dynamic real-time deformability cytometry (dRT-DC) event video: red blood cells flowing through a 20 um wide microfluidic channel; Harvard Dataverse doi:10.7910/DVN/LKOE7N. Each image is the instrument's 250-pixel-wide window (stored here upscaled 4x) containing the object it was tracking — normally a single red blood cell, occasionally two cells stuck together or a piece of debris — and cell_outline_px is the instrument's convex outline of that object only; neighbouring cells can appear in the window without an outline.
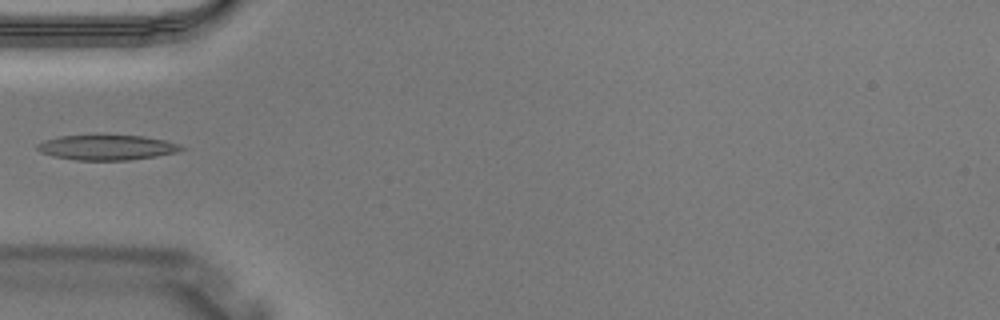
{"species": "Egyptian fruit bat (a non-hibernating species)", "species_latin": "Rousettus aegyptiacus", "temperature_condition": "warm", "stored_images_in_passage": 3, "camera_frame_rate_fps": 3000, "um_per_image_px": 0.085, "animal": {"sex": "male"}, "frame": {"image": 1, "passage_image": 3, "time_ms": 0.667, "image_size_px": [1000, 320], "cell_outline_px": [[188, 148], [176, 152], [156, 156], [128, 160], [76, 160], [52, 156], [40, 152], [36, 148], [36, 144], [44, 140], [60, 136], [144, 136], [164, 140], [180, 144]], "centroid_in_image_um": [9.09, 12.54], "position_along_channel_um": 75.9, "area_um2": 20.92}}